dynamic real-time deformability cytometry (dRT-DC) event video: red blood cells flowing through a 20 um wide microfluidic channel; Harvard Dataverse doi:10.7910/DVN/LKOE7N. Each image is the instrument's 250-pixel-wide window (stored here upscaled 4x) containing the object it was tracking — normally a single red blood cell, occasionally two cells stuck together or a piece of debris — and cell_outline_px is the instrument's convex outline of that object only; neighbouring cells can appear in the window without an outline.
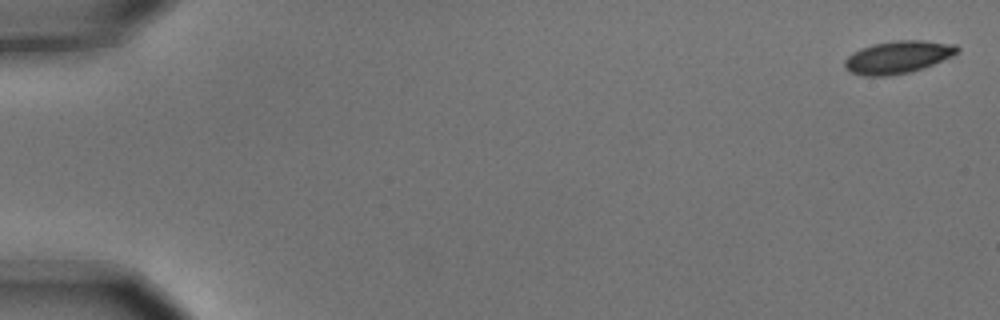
{"species": "common noctule bat (a hibernating species)", "species_latin": "Nyctalus noctula", "temperature_condition": "cold", "stored_images_in_passage": 4, "camera_frame_rate_fps": 3000, "um_per_image_px": 0.085, "animal": {"sex": "male", "body_mass_g": 15.6}, "frame": {"image": 1, "passage_image": 1, "time_ms": 0.0, "image_size_px": [1000, 320], "cell_outline_px": [[960, 52], [952, 56], [924, 68], [908, 72], [888, 76], [864, 76], [848, 72], [844, 68], [844, 60], [852, 52], [860, 48], [872, 44], [896, 40], [924, 40], [956, 44], [960, 48]], "centroid_in_image_um": [76.31, 4.85], "position_along_channel_um": 8.7, "area_um2": 21.68}}